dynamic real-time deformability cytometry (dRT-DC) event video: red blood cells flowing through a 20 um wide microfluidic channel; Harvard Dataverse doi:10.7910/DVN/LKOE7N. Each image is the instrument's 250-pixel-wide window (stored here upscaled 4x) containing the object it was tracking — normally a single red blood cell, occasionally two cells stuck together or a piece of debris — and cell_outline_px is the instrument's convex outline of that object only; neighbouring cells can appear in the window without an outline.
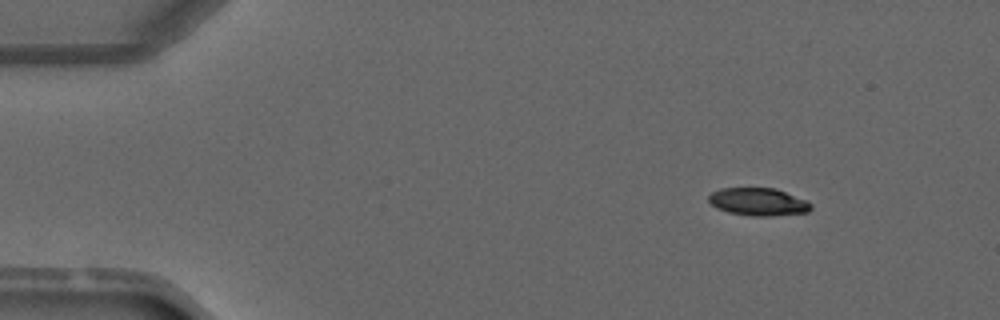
{"species": "common noctule bat (a hibernating species)", "species_latin": "Nyctalus noctula", "temperature_condition": "warm", "stored_images_in_passage": 2, "camera_frame_rate_fps": 3000, "um_per_image_px": 0.085, "animal": {"sex": "male", "forearm_length_mm": 52.5}, "frame": {"image": 1, "passage_image": 1, "time_ms": 0.0, "image_size_px": [1000, 320], "cell_outline_px": [[812, 208], [808, 212], [768, 216], [752, 216], [728, 212], [716, 208], [708, 200], [708, 196], [712, 192], [720, 188], [776, 188], [804, 200], [812, 204]], "centroid_in_image_um": [64.42, 17.15], "position_along_channel_um": 20.6, "area_um2": 16.42}}
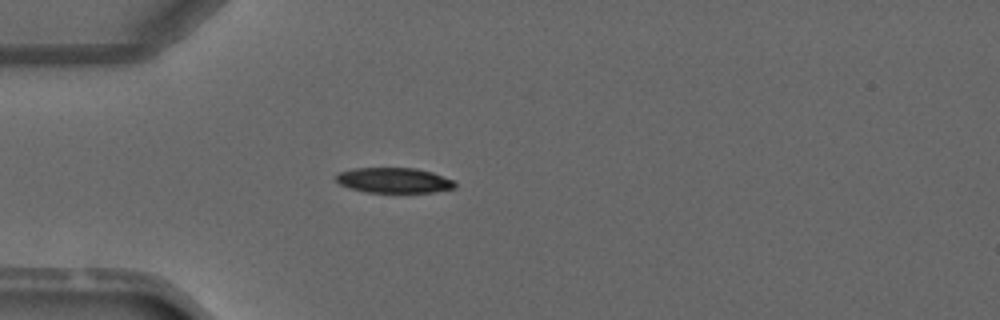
{"frame": {"image": 2, "passage_image": 2, "time_ms": 2.333, "image_size_px": [1000, 320], "cell_outline_px": [[456, 188], [432, 192], [368, 192], [352, 188], [340, 184], [336, 180], [336, 176], [340, 172], [352, 168], [416, 168], [432, 172], [452, 180], [456, 184]], "centroid_in_image_um": [33.5, 15.32], "position_along_channel_um": 51.5, "area_um2": 17.28}}